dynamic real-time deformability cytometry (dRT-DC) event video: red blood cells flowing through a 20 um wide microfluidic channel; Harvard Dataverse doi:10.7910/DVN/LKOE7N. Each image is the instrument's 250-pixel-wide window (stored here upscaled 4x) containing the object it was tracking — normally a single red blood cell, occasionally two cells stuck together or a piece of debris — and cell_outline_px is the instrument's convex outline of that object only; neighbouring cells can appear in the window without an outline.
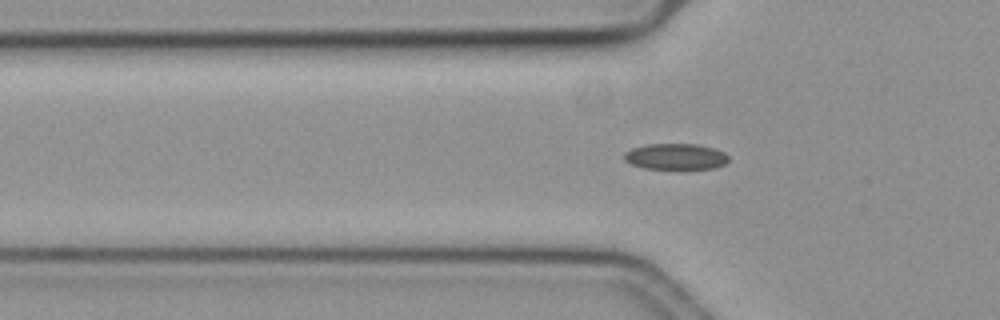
{"species": "common noctule bat (a hibernating species)", "species_latin": "Nyctalus noctula", "temperature_condition": "cold", "stored_images_in_passage": 33, "camera_frame_rate_fps": 3000, "um_per_image_px": 0.085, "animal": {"sex": "female", "body_mass_g": 19.3, "forearm_length_mm": 54.1}, "frame": {"image": 1, "passage_image": 2, "time_ms": 0.333, "image_size_px": [1000, 320], "cell_outline_px": [[728, 160], [724, 164], [716, 168], [688, 172], [676, 172], [644, 168], [632, 164], [624, 160], [624, 152], [632, 148], [648, 144], [696, 144], [712, 148], [724, 152], [728, 156]], "centroid_in_image_um": [57.45, 13.38], "position_along_channel_um": 68.4, "area_um2": 16.82}}
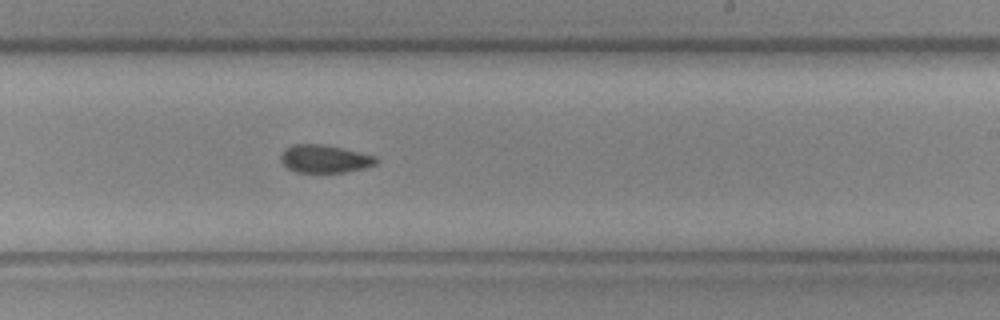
{"frame": {"image": 2, "passage_image": 18, "time_ms": 5.667, "image_size_px": [1000, 320], "cell_outline_px": [[380, 160], [376, 164], [364, 168], [344, 172], [296, 172], [288, 168], [280, 160], [280, 156], [284, 148], [292, 144], [320, 144], [360, 152], [376, 156]], "centroid_in_image_um": [27.59, 13.5], "position_along_channel_um": 261.4, "area_um2": 15.49}}
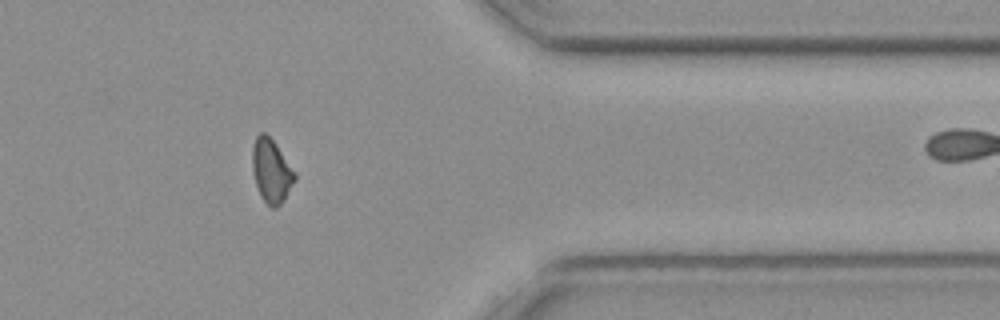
{"frame": {"image": 3, "passage_image": 30, "time_ms": 9.667, "image_size_px": [1000, 320], "cell_outline_px": [[296, 180], [284, 200], [276, 208], [272, 208], [260, 196], [252, 172], [252, 148], [256, 136], [260, 132], [264, 132], [276, 144], [296, 172]], "centroid_in_image_um": [23.07, 14.53], "position_along_channel_um": 388.3, "area_um2": 15.84}, "authors_computed_cell_mechanics": {"area_um2": 15.8372, "velocity_mm_per_s": 3.6307, "shape_relaxation_time_tau1_ms": null, "shape_relaxation_time_tau2_ms": 6.1839, "deformation_change_tau1": null, "deformation_change_tau2": 0.1069}}